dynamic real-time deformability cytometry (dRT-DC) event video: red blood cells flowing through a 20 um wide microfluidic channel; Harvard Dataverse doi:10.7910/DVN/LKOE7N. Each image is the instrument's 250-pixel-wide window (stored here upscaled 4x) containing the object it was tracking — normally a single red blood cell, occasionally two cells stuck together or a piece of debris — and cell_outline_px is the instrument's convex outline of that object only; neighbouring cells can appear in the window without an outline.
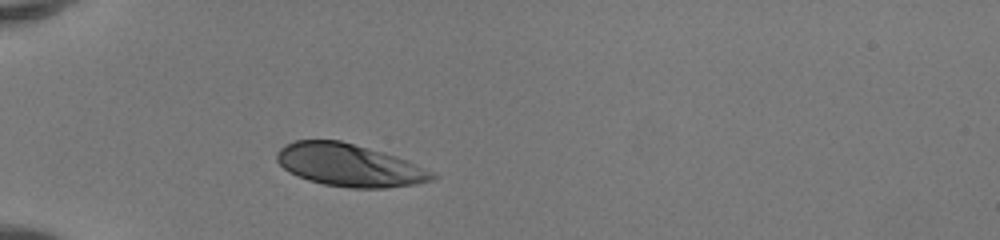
{"species": "human", "species_latin": "Homo sapiens", "temperature_condition": "room temperature", "stored_images_in_passage": 30, "camera_frame_rate_fps": 3000, "um_per_image_px": 0.085, "donor": {"sex": "female"}, "frame": {"image": 1, "passage_image": 1, "time_ms": 0.0, "image_size_px": [1000, 240], "cell_outline_px": [[436, 176], [432, 180], [416, 184], [384, 188], [352, 188], [324, 184], [308, 180], [296, 176], [288, 172], [276, 160], [276, 152], [280, 148], [296, 140], [340, 140], [396, 156], [408, 160], [432, 172]], "centroid_in_image_um": [29.66, 14.04], "position_along_channel_um": 55.3, "area_um2": 38.32}}
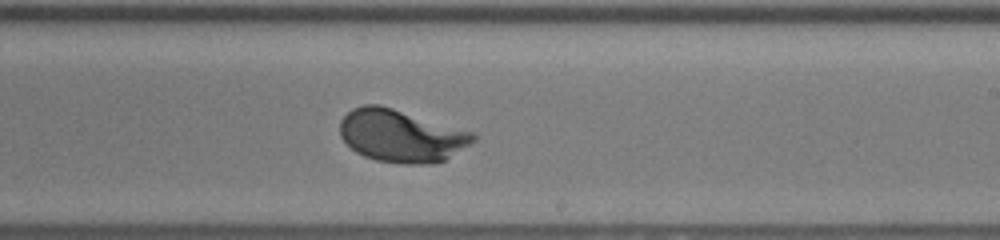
{"frame": {"image": 2, "passage_image": 17, "time_ms": 5.333, "image_size_px": [1000, 240], "cell_outline_px": [[476, 140], [444, 160], [432, 164], [400, 164], [376, 160], [364, 156], [356, 152], [340, 136], [340, 120], [352, 108], [364, 104], [380, 104], [472, 132], [476, 136]], "centroid_in_image_um": [34.07, 11.54], "position_along_channel_um": 254.9, "area_um2": 40.58}}
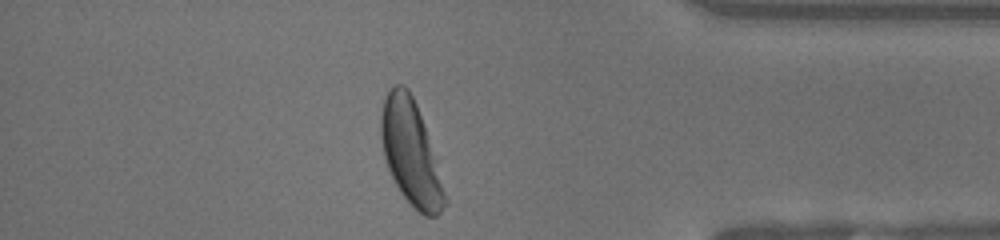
{"frame": {"image": 3, "passage_image": 29, "time_ms": 9.333, "image_size_px": [1000, 240], "cell_outline_px": [[448, 204], [436, 216], [424, 216], [400, 192], [388, 168], [384, 156], [380, 136], [380, 116], [384, 100], [388, 92], [396, 84], [404, 84], [408, 88], [416, 104], [448, 196]], "centroid_in_image_um": [34.92, 13.01], "position_along_channel_um": 400.3, "area_um2": 38.26}, "authors_computed_cell_mechanics": {"area_um2": 39.7953, "velocity_mm_per_s": 4.1131, "shape_relaxation_time_tau1_ms": 1.7396, "shape_relaxation_time_tau2_ms": null, "deformation_change_tau1": 0.1404, "deformation_change_tau2": null}}